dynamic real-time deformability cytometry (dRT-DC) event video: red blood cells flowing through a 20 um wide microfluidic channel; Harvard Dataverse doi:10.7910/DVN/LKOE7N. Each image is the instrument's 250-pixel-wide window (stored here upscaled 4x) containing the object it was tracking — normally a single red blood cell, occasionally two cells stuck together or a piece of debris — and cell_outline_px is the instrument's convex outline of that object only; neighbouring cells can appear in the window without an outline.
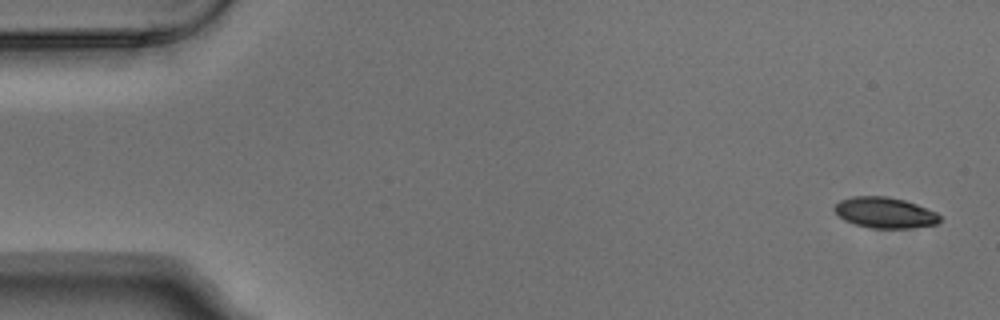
{"species": "Egyptian fruit bat (a non-hibernating species)", "species_latin": "Rousettus aegyptiacus", "temperature_condition": "warm", "stored_images_in_passage": 5, "camera_frame_rate_fps": 3000, "um_per_image_px": 0.085, "animal": {"sex": "male"}, "frame": {"image": 1, "passage_image": 1, "time_ms": 0.0, "image_size_px": [1000, 320], "cell_outline_px": [[940, 220], [936, 224], [908, 228], [872, 228], [856, 224], [844, 220], [832, 208], [840, 200], [852, 196], [888, 196], [904, 200], [916, 204], [936, 212], [940, 216]], "centroid_in_image_um": [75.2, 18.06], "position_along_channel_um": 9.8, "area_um2": 18.79}}
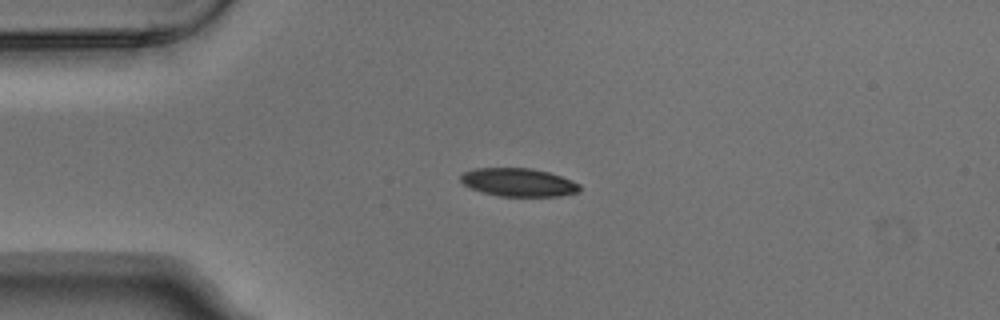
{"frame": {"image": 2, "passage_image": 4, "time_ms": 1.0, "image_size_px": [1000, 320], "cell_outline_px": [[580, 192], [560, 196], [500, 196], [484, 192], [472, 188], [464, 184], [460, 180], [460, 176], [464, 172], [476, 168], [532, 168], [548, 172], [560, 176], [580, 184]], "centroid_in_image_um": [44.09, 15.5], "position_along_channel_um": 40.9, "area_um2": 19.42}}